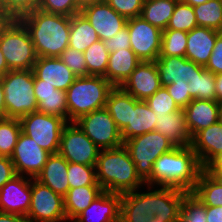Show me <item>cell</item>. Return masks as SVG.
<instances>
[{
	"label": "cell",
	"mask_w": 222,
	"mask_h": 222,
	"mask_svg": "<svg viewBox=\"0 0 222 222\" xmlns=\"http://www.w3.org/2000/svg\"><path fill=\"white\" fill-rule=\"evenodd\" d=\"M103 43L109 52L130 48L128 25L126 24L125 27L110 39L103 40Z\"/></svg>",
	"instance_id": "cell-46"
},
{
	"label": "cell",
	"mask_w": 222,
	"mask_h": 222,
	"mask_svg": "<svg viewBox=\"0 0 222 222\" xmlns=\"http://www.w3.org/2000/svg\"><path fill=\"white\" fill-rule=\"evenodd\" d=\"M155 131L167 137L175 147L191 146L192 137L184 109L158 116Z\"/></svg>",
	"instance_id": "cell-23"
},
{
	"label": "cell",
	"mask_w": 222,
	"mask_h": 222,
	"mask_svg": "<svg viewBox=\"0 0 222 222\" xmlns=\"http://www.w3.org/2000/svg\"><path fill=\"white\" fill-rule=\"evenodd\" d=\"M10 69L6 63L5 57L0 48V78H2Z\"/></svg>",
	"instance_id": "cell-55"
},
{
	"label": "cell",
	"mask_w": 222,
	"mask_h": 222,
	"mask_svg": "<svg viewBox=\"0 0 222 222\" xmlns=\"http://www.w3.org/2000/svg\"><path fill=\"white\" fill-rule=\"evenodd\" d=\"M0 222H32L27 216L0 212Z\"/></svg>",
	"instance_id": "cell-51"
},
{
	"label": "cell",
	"mask_w": 222,
	"mask_h": 222,
	"mask_svg": "<svg viewBox=\"0 0 222 222\" xmlns=\"http://www.w3.org/2000/svg\"><path fill=\"white\" fill-rule=\"evenodd\" d=\"M181 1H183L186 4L191 5L192 7H195L197 5H200V4H203V3L207 2L209 0H181Z\"/></svg>",
	"instance_id": "cell-57"
},
{
	"label": "cell",
	"mask_w": 222,
	"mask_h": 222,
	"mask_svg": "<svg viewBox=\"0 0 222 222\" xmlns=\"http://www.w3.org/2000/svg\"><path fill=\"white\" fill-rule=\"evenodd\" d=\"M202 170L191 146L174 147L155 161L145 185L171 187L192 193Z\"/></svg>",
	"instance_id": "cell-3"
},
{
	"label": "cell",
	"mask_w": 222,
	"mask_h": 222,
	"mask_svg": "<svg viewBox=\"0 0 222 222\" xmlns=\"http://www.w3.org/2000/svg\"><path fill=\"white\" fill-rule=\"evenodd\" d=\"M88 76H105L109 61V51L102 40L93 43L84 51Z\"/></svg>",
	"instance_id": "cell-34"
},
{
	"label": "cell",
	"mask_w": 222,
	"mask_h": 222,
	"mask_svg": "<svg viewBox=\"0 0 222 222\" xmlns=\"http://www.w3.org/2000/svg\"><path fill=\"white\" fill-rule=\"evenodd\" d=\"M120 87L137 100L145 101L162 87L155 62H141Z\"/></svg>",
	"instance_id": "cell-19"
},
{
	"label": "cell",
	"mask_w": 222,
	"mask_h": 222,
	"mask_svg": "<svg viewBox=\"0 0 222 222\" xmlns=\"http://www.w3.org/2000/svg\"><path fill=\"white\" fill-rule=\"evenodd\" d=\"M34 84H49L66 91L76 79L59 57H38L33 66Z\"/></svg>",
	"instance_id": "cell-18"
},
{
	"label": "cell",
	"mask_w": 222,
	"mask_h": 222,
	"mask_svg": "<svg viewBox=\"0 0 222 222\" xmlns=\"http://www.w3.org/2000/svg\"><path fill=\"white\" fill-rule=\"evenodd\" d=\"M38 9L47 13L70 17L81 11L76 0H41Z\"/></svg>",
	"instance_id": "cell-43"
},
{
	"label": "cell",
	"mask_w": 222,
	"mask_h": 222,
	"mask_svg": "<svg viewBox=\"0 0 222 222\" xmlns=\"http://www.w3.org/2000/svg\"><path fill=\"white\" fill-rule=\"evenodd\" d=\"M218 33L216 30L199 26L187 32L185 57L205 67L212 54Z\"/></svg>",
	"instance_id": "cell-22"
},
{
	"label": "cell",
	"mask_w": 222,
	"mask_h": 222,
	"mask_svg": "<svg viewBox=\"0 0 222 222\" xmlns=\"http://www.w3.org/2000/svg\"><path fill=\"white\" fill-rule=\"evenodd\" d=\"M17 176L12 160L0 156V189L8 181Z\"/></svg>",
	"instance_id": "cell-48"
},
{
	"label": "cell",
	"mask_w": 222,
	"mask_h": 222,
	"mask_svg": "<svg viewBox=\"0 0 222 222\" xmlns=\"http://www.w3.org/2000/svg\"><path fill=\"white\" fill-rule=\"evenodd\" d=\"M31 205V178L17 175L0 189V212L27 216Z\"/></svg>",
	"instance_id": "cell-17"
},
{
	"label": "cell",
	"mask_w": 222,
	"mask_h": 222,
	"mask_svg": "<svg viewBox=\"0 0 222 222\" xmlns=\"http://www.w3.org/2000/svg\"><path fill=\"white\" fill-rule=\"evenodd\" d=\"M97 32L100 40L110 39L127 24L106 1L88 5L80 11Z\"/></svg>",
	"instance_id": "cell-16"
},
{
	"label": "cell",
	"mask_w": 222,
	"mask_h": 222,
	"mask_svg": "<svg viewBox=\"0 0 222 222\" xmlns=\"http://www.w3.org/2000/svg\"><path fill=\"white\" fill-rule=\"evenodd\" d=\"M181 222H207L206 206L192 193H188L182 202Z\"/></svg>",
	"instance_id": "cell-40"
},
{
	"label": "cell",
	"mask_w": 222,
	"mask_h": 222,
	"mask_svg": "<svg viewBox=\"0 0 222 222\" xmlns=\"http://www.w3.org/2000/svg\"><path fill=\"white\" fill-rule=\"evenodd\" d=\"M154 62L162 87L181 109L193 99L216 101L215 75L204 66L178 56L159 57Z\"/></svg>",
	"instance_id": "cell-1"
},
{
	"label": "cell",
	"mask_w": 222,
	"mask_h": 222,
	"mask_svg": "<svg viewBox=\"0 0 222 222\" xmlns=\"http://www.w3.org/2000/svg\"><path fill=\"white\" fill-rule=\"evenodd\" d=\"M191 147L203 168L213 164L222 155V125L216 122L200 130L192 138Z\"/></svg>",
	"instance_id": "cell-21"
},
{
	"label": "cell",
	"mask_w": 222,
	"mask_h": 222,
	"mask_svg": "<svg viewBox=\"0 0 222 222\" xmlns=\"http://www.w3.org/2000/svg\"><path fill=\"white\" fill-rule=\"evenodd\" d=\"M218 122L222 125V103L219 104V118Z\"/></svg>",
	"instance_id": "cell-59"
},
{
	"label": "cell",
	"mask_w": 222,
	"mask_h": 222,
	"mask_svg": "<svg viewBox=\"0 0 222 222\" xmlns=\"http://www.w3.org/2000/svg\"><path fill=\"white\" fill-rule=\"evenodd\" d=\"M196 27L198 25L193 7L179 0L166 29L189 32Z\"/></svg>",
	"instance_id": "cell-37"
},
{
	"label": "cell",
	"mask_w": 222,
	"mask_h": 222,
	"mask_svg": "<svg viewBox=\"0 0 222 222\" xmlns=\"http://www.w3.org/2000/svg\"><path fill=\"white\" fill-rule=\"evenodd\" d=\"M130 48L141 62L155 61L161 50L162 30L141 16L127 20Z\"/></svg>",
	"instance_id": "cell-14"
},
{
	"label": "cell",
	"mask_w": 222,
	"mask_h": 222,
	"mask_svg": "<svg viewBox=\"0 0 222 222\" xmlns=\"http://www.w3.org/2000/svg\"><path fill=\"white\" fill-rule=\"evenodd\" d=\"M27 217L32 222H68L64 197L31 178V205Z\"/></svg>",
	"instance_id": "cell-12"
},
{
	"label": "cell",
	"mask_w": 222,
	"mask_h": 222,
	"mask_svg": "<svg viewBox=\"0 0 222 222\" xmlns=\"http://www.w3.org/2000/svg\"><path fill=\"white\" fill-rule=\"evenodd\" d=\"M37 111L49 115L59 116L68 122V109L66 96L42 97L37 104Z\"/></svg>",
	"instance_id": "cell-42"
},
{
	"label": "cell",
	"mask_w": 222,
	"mask_h": 222,
	"mask_svg": "<svg viewBox=\"0 0 222 222\" xmlns=\"http://www.w3.org/2000/svg\"><path fill=\"white\" fill-rule=\"evenodd\" d=\"M19 20L28 30L38 57H60L69 47L70 16L36 9Z\"/></svg>",
	"instance_id": "cell-4"
},
{
	"label": "cell",
	"mask_w": 222,
	"mask_h": 222,
	"mask_svg": "<svg viewBox=\"0 0 222 222\" xmlns=\"http://www.w3.org/2000/svg\"><path fill=\"white\" fill-rule=\"evenodd\" d=\"M34 94L38 103L42 97L66 96V91L57 90L49 84H34Z\"/></svg>",
	"instance_id": "cell-49"
},
{
	"label": "cell",
	"mask_w": 222,
	"mask_h": 222,
	"mask_svg": "<svg viewBox=\"0 0 222 222\" xmlns=\"http://www.w3.org/2000/svg\"><path fill=\"white\" fill-rule=\"evenodd\" d=\"M68 182L70 188L99 185L96 179V167L68 162Z\"/></svg>",
	"instance_id": "cell-38"
},
{
	"label": "cell",
	"mask_w": 222,
	"mask_h": 222,
	"mask_svg": "<svg viewBox=\"0 0 222 222\" xmlns=\"http://www.w3.org/2000/svg\"><path fill=\"white\" fill-rule=\"evenodd\" d=\"M123 145L135 163L137 174L144 182L151 176L155 161L175 147L167 137L156 131L135 136L126 140Z\"/></svg>",
	"instance_id": "cell-9"
},
{
	"label": "cell",
	"mask_w": 222,
	"mask_h": 222,
	"mask_svg": "<svg viewBox=\"0 0 222 222\" xmlns=\"http://www.w3.org/2000/svg\"><path fill=\"white\" fill-rule=\"evenodd\" d=\"M216 101L222 103V73L215 75Z\"/></svg>",
	"instance_id": "cell-53"
},
{
	"label": "cell",
	"mask_w": 222,
	"mask_h": 222,
	"mask_svg": "<svg viewBox=\"0 0 222 222\" xmlns=\"http://www.w3.org/2000/svg\"><path fill=\"white\" fill-rule=\"evenodd\" d=\"M74 122L100 150L123 145L121 131L105 107L85 114Z\"/></svg>",
	"instance_id": "cell-11"
},
{
	"label": "cell",
	"mask_w": 222,
	"mask_h": 222,
	"mask_svg": "<svg viewBox=\"0 0 222 222\" xmlns=\"http://www.w3.org/2000/svg\"><path fill=\"white\" fill-rule=\"evenodd\" d=\"M6 118H17L37 111L33 70H9L2 78Z\"/></svg>",
	"instance_id": "cell-8"
},
{
	"label": "cell",
	"mask_w": 222,
	"mask_h": 222,
	"mask_svg": "<svg viewBox=\"0 0 222 222\" xmlns=\"http://www.w3.org/2000/svg\"><path fill=\"white\" fill-rule=\"evenodd\" d=\"M179 0H144L141 17L160 30L167 28Z\"/></svg>",
	"instance_id": "cell-31"
},
{
	"label": "cell",
	"mask_w": 222,
	"mask_h": 222,
	"mask_svg": "<svg viewBox=\"0 0 222 222\" xmlns=\"http://www.w3.org/2000/svg\"><path fill=\"white\" fill-rule=\"evenodd\" d=\"M187 194L176 188L148 185L123 193L120 222H178Z\"/></svg>",
	"instance_id": "cell-2"
},
{
	"label": "cell",
	"mask_w": 222,
	"mask_h": 222,
	"mask_svg": "<svg viewBox=\"0 0 222 222\" xmlns=\"http://www.w3.org/2000/svg\"><path fill=\"white\" fill-rule=\"evenodd\" d=\"M6 118V107H5V100H4V90L2 86V81L0 78V119Z\"/></svg>",
	"instance_id": "cell-54"
},
{
	"label": "cell",
	"mask_w": 222,
	"mask_h": 222,
	"mask_svg": "<svg viewBox=\"0 0 222 222\" xmlns=\"http://www.w3.org/2000/svg\"><path fill=\"white\" fill-rule=\"evenodd\" d=\"M21 132L19 119H0V156L11 158Z\"/></svg>",
	"instance_id": "cell-35"
},
{
	"label": "cell",
	"mask_w": 222,
	"mask_h": 222,
	"mask_svg": "<svg viewBox=\"0 0 222 222\" xmlns=\"http://www.w3.org/2000/svg\"><path fill=\"white\" fill-rule=\"evenodd\" d=\"M67 171L68 161L59 153L51 154L35 179L64 197L70 188Z\"/></svg>",
	"instance_id": "cell-25"
},
{
	"label": "cell",
	"mask_w": 222,
	"mask_h": 222,
	"mask_svg": "<svg viewBox=\"0 0 222 222\" xmlns=\"http://www.w3.org/2000/svg\"><path fill=\"white\" fill-rule=\"evenodd\" d=\"M140 63L141 60L131 48L109 52L108 67L104 78L114 87H120Z\"/></svg>",
	"instance_id": "cell-26"
},
{
	"label": "cell",
	"mask_w": 222,
	"mask_h": 222,
	"mask_svg": "<svg viewBox=\"0 0 222 222\" xmlns=\"http://www.w3.org/2000/svg\"><path fill=\"white\" fill-rule=\"evenodd\" d=\"M220 171H222V155L213 163Z\"/></svg>",
	"instance_id": "cell-58"
},
{
	"label": "cell",
	"mask_w": 222,
	"mask_h": 222,
	"mask_svg": "<svg viewBox=\"0 0 222 222\" xmlns=\"http://www.w3.org/2000/svg\"><path fill=\"white\" fill-rule=\"evenodd\" d=\"M22 133L51 154L59 151L61 134L68 123L64 118L35 111L20 119Z\"/></svg>",
	"instance_id": "cell-10"
},
{
	"label": "cell",
	"mask_w": 222,
	"mask_h": 222,
	"mask_svg": "<svg viewBox=\"0 0 222 222\" xmlns=\"http://www.w3.org/2000/svg\"><path fill=\"white\" fill-rule=\"evenodd\" d=\"M186 45L187 32L181 30L164 29L162 31L159 57H185Z\"/></svg>",
	"instance_id": "cell-36"
},
{
	"label": "cell",
	"mask_w": 222,
	"mask_h": 222,
	"mask_svg": "<svg viewBox=\"0 0 222 222\" xmlns=\"http://www.w3.org/2000/svg\"><path fill=\"white\" fill-rule=\"evenodd\" d=\"M59 58L76 77L88 76L84 52H79L72 47H68L63 51Z\"/></svg>",
	"instance_id": "cell-44"
},
{
	"label": "cell",
	"mask_w": 222,
	"mask_h": 222,
	"mask_svg": "<svg viewBox=\"0 0 222 222\" xmlns=\"http://www.w3.org/2000/svg\"><path fill=\"white\" fill-rule=\"evenodd\" d=\"M156 117L176 112L181 108L176 104L165 87H161L153 95L145 100Z\"/></svg>",
	"instance_id": "cell-41"
},
{
	"label": "cell",
	"mask_w": 222,
	"mask_h": 222,
	"mask_svg": "<svg viewBox=\"0 0 222 222\" xmlns=\"http://www.w3.org/2000/svg\"><path fill=\"white\" fill-rule=\"evenodd\" d=\"M105 108L122 132L130 124L131 108H135V98L121 87H114L109 93Z\"/></svg>",
	"instance_id": "cell-29"
},
{
	"label": "cell",
	"mask_w": 222,
	"mask_h": 222,
	"mask_svg": "<svg viewBox=\"0 0 222 222\" xmlns=\"http://www.w3.org/2000/svg\"><path fill=\"white\" fill-rule=\"evenodd\" d=\"M4 21L3 16L0 14V24Z\"/></svg>",
	"instance_id": "cell-60"
},
{
	"label": "cell",
	"mask_w": 222,
	"mask_h": 222,
	"mask_svg": "<svg viewBox=\"0 0 222 222\" xmlns=\"http://www.w3.org/2000/svg\"><path fill=\"white\" fill-rule=\"evenodd\" d=\"M98 40L97 32L81 12L71 17L69 47L84 52Z\"/></svg>",
	"instance_id": "cell-30"
},
{
	"label": "cell",
	"mask_w": 222,
	"mask_h": 222,
	"mask_svg": "<svg viewBox=\"0 0 222 222\" xmlns=\"http://www.w3.org/2000/svg\"><path fill=\"white\" fill-rule=\"evenodd\" d=\"M184 111L187 126L193 138L200 130L218 122L219 103L215 100L193 99Z\"/></svg>",
	"instance_id": "cell-24"
},
{
	"label": "cell",
	"mask_w": 222,
	"mask_h": 222,
	"mask_svg": "<svg viewBox=\"0 0 222 222\" xmlns=\"http://www.w3.org/2000/svg\"><path fill=\"white\" fill-rule=\"evenodd\" d=\"M50 155L51 153L21 132L10 159L17 175L36 178Z\"/></svg>",
	"instance_id": "cell-15"
},
{
	"label": "cell",
	"mask_w": 222,
	"mask_h": 222,
	"mask_svg": "<svg viewBox=\"0 0 222 222\" xmlns=\"http://www.w3.org/2000/svg\"><path fill=\"white\" fill-rule=\"evenodd\" d=\"M192 194L205 206H222V186L216 183L204 170L199 174Z\"/></svg>",
	"instance_id": "cell-32"
},
{
	"label": "cell",
	"mask_w": 222,
	"mask_h": 222,
	"mask_svg": "<svg viewBox=\"0 0 222 222\" xmlns=\"http://www.w3.org/2000/svg\"><path fill=\"white\" fill-rule=\"evenodd\" d=\"M204 68L214 75L222 73V32L218 33L212 54Z\"/></svg>",
	"instance_id": "cell-47"
},
{
	"label": "cell",
	"mask_w": 222,
	"mask_h": 222,
	"mask_svg": "<svg viewBox=\"0 0 222 222\" xmlns=\"http://www.w3.org/2000/svg\"><path fill=\"white\" fill-rule=\"evenodd\" d=\"M157 117L147 103L135 98V108H131L130 124L121 132L123 143L135 136L155 131Z\"/></svg>",
	"instance_id": "cell-27"
},
{
	"label": "cell",
	"mask_w": 222,
	"mask_h": 222,
	"mask_svg": "<svg viewBox=\"0 0 222 222\" xmlns=\"http://www.w3.org/2000/svg\"><path fill=\"white\" fill-rule=\"evenodd\" d=\"M121 194L103 191L72 222H120Z\"/></svg>",
	"instance_id": "cell-20"
},
{
	"label": "cell",
	"mask_w": 222,
	"mask_h": 222,
	"mask_svg": "<svg viewBox=\"0 0 222 222\" xmlns=\"http://www.w3.org/2000/svg\"><path fill=\"white\" fill-rule=\"evenodd\" d=\"M100 151L75 122L65 125L58 153L68 162L96 166Z\"/></svg>",
	"instance_id": "cell-13"
},
{
	"label": "cell",
	"mask_w": 222,
	"mask_h": 222,
	"mask_svg": "<svg viewBox=\"0 0 222 222\" xmlns=\"http://www.w3.org/2000/svg\"><path fill=\"white\" fill-rule=\"evenodd\" d=\"M203 170L220 186H222V171H220L213 164H209L203 168Z\"/></svg>",
	"instance_id": "cell-52"
},
{
	"label": "cell",
	"mask_w": 222,
	"mask_h": 222,
	"mask_svg": "<svg viewBox=\"0 0 222 222\" xmlns=\"http://www.w3.org/2000/svg\"><path fill=\"white\" fill-rule=\"evenodd\" d=\"M95 167L97 183L104 191L123 194L145 186L124 145L101 150Z\"/></svg>",
	"instance_id": "cell-5"
},
{
	"label": "cell",
	"mask_w": 222,
	"mask_h": 222,
	"mask_svg": "<svg viewBox=\"0 0 222 222\" xmlns=\"http://www.w3.org/2000/svg\"><path fill=\"white\" fill-rule=\"evenodd\" d=\"M76 1H77V4H78V7L80 9H82V8L88 6V5L99 3V2H102V1H105V0H76Z\"/></svg>",
	"instance_id": "cell-56"
},
{
	"label": "cell",
	"mask_w": 222,
	"mask_h": 222,
	"mask_svg": "<svg viewBox=\"0 0 222 222\" xmlns=\"http://www.w3.org/2000/svg\"><path fill=\"white\" fill-rule=\"evenodd\" d=\"M207 222H222V206H206Z\"/></svg>",
	"instance_id": "cell-50"
},
{
	"label": "cell",
	"mask_w": 222,
	"mask_h": 222,
	"mask_svg": "<svg viewBox=\"0 0 222 222\" xmlns=\"http://www.w3.org/2000/svg\"><path fill=\"white\" fill-rule=\"evenodd\" d=\"M41 0H0V14L4 19H17L39 8Z\"/></svg>",
	"instance_id": "cell-39"
},
{
	"label": "cell",
	"mask_w": 222,
	"mask_h": 222,
	"mask_svg": "<svg viewBox=\"0 0 222 222\" xmlns=\"http://www.w3.org/2000/svg\"><path fill=\"white\" fill-rule=\"evenodd\" d=\"M0 48L10 70H32L38 59L28 30L17 19L0 24Z\"/></svg>",
	"instance_id": "cell-7"
},
{
	"label": "cell",
	"mask_w": 222,
	"mask_h": 222,
	"mask_svg": "<svg viewBox=\"0 0 222 222\" xmlns=\"http://www.w3.org/2000/svg\"><path fill=\"white\" fill-rule=\"evenodd\" d=\"M104 190L100 185L69 188L64 196V209L68 222H72L85 210Z\"/></svg>",
	"instance_id": "cell-28"
},
{
	"label": "cell",
	"mask_w": 222,
	"mask_h": 222,
	"mask_svg": "<svg viewBox=\"0 0 222 222\" xmlns=\"http://www.w3.org/2000/svg\"><path fill=\"white\" fill-rule=\"evenodd\" d=\"M118 14L127 20L141 15L144 0H105Z\"/></svg>",
	"instance_id": "cell-45"
},
{
	"label": "cell",
	"mask_w": 222,
	"mask_h": 222,
	"mask_svg": "<svg viewBox=\"0 0 222 222\" xmlns=\"http://www.w3.org/2000/svg\"><path fill=\"white\" fill-rule=\"evenodd\" d=\"M193 9L199 27L222 32V0H209Z\"/></svg>",
	"instance_id": "cell-33"
},
{
	"label": "cell",
	"mask_w": 222,
	"mask_h": 222,
	"mask_svg": "<svg viewBox=\"0 0 222 222\" xmlns=\"http://www.w3.org/2000/svg\"><path fill=\"white\" fill-rule=\"evenodd\" d=\"M114 86L104 76L76 77L66 90L68 122L105 107Z\"/></svg>",
	"instance_id": "cell-6"
}]
</instances>
